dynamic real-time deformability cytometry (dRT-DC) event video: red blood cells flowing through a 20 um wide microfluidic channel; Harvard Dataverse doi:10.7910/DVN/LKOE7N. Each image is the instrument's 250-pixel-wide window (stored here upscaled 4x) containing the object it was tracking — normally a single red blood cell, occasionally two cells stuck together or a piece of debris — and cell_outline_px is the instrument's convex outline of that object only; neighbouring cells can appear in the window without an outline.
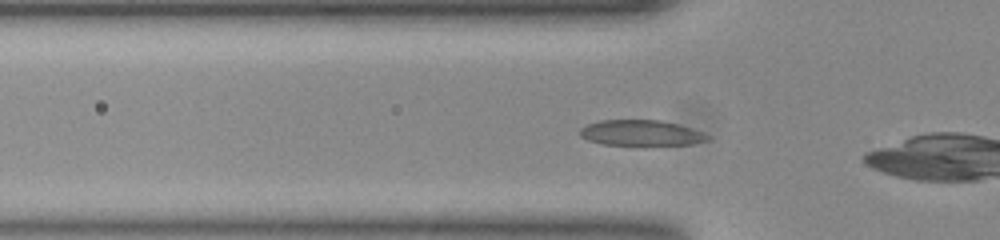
{"species": "common noctule bat (a hibernating species)", "species_latin": "Nyctalus noctula", "temperature_condition": "room temperature", "stored_images_in_passage": 7, "camera_frame_rate_fps": 3000, "um_per_image_px": 0.085, "animal": {"sex": "female", "body_mass_g": 23.0, "forearm_length_mm": 53.4}, "frame": {"image": 1, "passage_image": 5, "time_ms": 1.333, "image_size_px": [1000, 240], "cell_outline_px": [[708, 140], [688, 144], [604, 144], [588, 140], [580, 136], [580, 132], [588, 124], [600, 120], [660, 120], [676, 124], [700, 132], [708, 136]], "centroid_in_image_um": [54.44, 11.28], "position_along_channel_um": 71.4, "area_um2": 18.26}}